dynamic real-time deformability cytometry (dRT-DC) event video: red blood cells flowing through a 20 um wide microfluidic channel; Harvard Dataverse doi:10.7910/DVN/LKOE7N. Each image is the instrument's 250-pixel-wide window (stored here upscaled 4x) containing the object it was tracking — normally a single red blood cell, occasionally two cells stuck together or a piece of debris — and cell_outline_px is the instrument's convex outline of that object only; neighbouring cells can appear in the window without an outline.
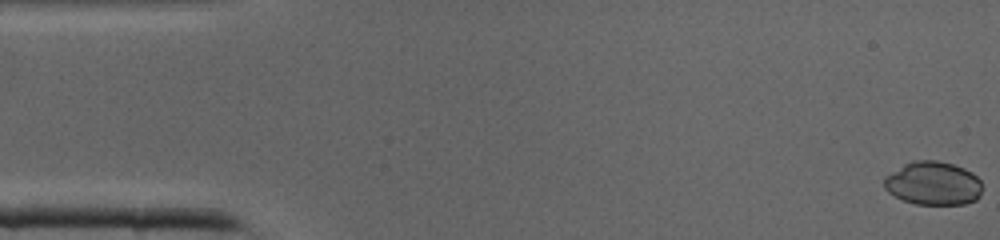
{"species": "common noctule bat (a hibernating species)", "species_latin": "Nyctalus noctula", "temperature_condition": "cold", "stored_images_in_passage": 41, "camera_frame_rate_fps": 3000, "um_per_image_px": 0.085, "animal": {"sex": "male", "body_mass_g": 19.0, "forearm_length_mm": 50.8}, "frame": {"image": 1, "passage_image": 1, "time_ms": 0.0, "image_size_px": [1000, 240], "cell_outline_px": [[980, 196], [976, 200], [964, 204], [916, 204], [904, 200], [888, 192], [884, 188], [884, 176], [904, 164], [916, 160], [936, 160], [952, 164], [964, 168], [972, 172], [980, 180]], "centroid_in_image_um": [79.31, 15.58], "position_along_channel_um": 5.7, "area_um2": 24.8}}
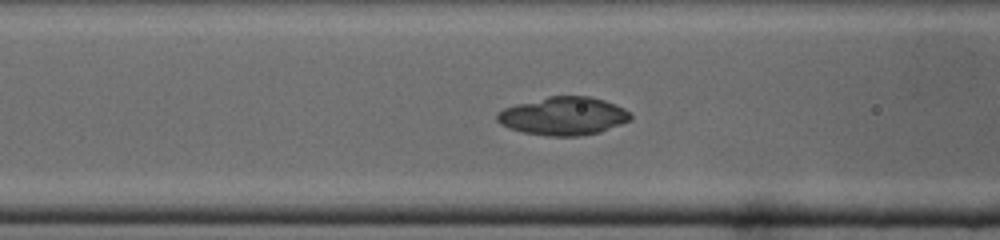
{"frame": {"image": 2, "passage_image": 16, "time_ms": 5.0, "image_size_px": [1000, 240], "cell_outline_px": [[632, 120], [600, 132], [580, 136], [548, 136], [524, 132], [508, 128], [500, 124], [496, 120], [496, 112], [504, 108], [516, 104], [548, 96], [588, 96], [604, 100], [616, 104], [624, 108], [632, 116]], "centroid_in_image_um": [47.88, 9.86], "position_along_channel_um": 118.7, "area_um2": 29.82}}
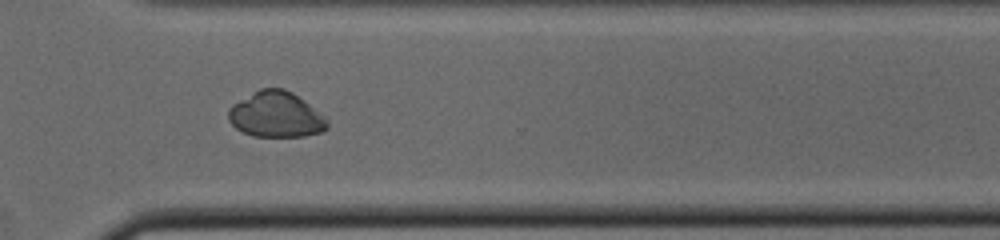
{"frame": {"image": 3, "passage_image": 30, "time_ms": 9.667, "image_size_px": [1000, 240], "cell_outline_px": [[328, 128], [320, 132], [304, 136], [252, 136], [236, 128], [228, 120], [228, 108], [232, 104], [260, 88], [284, 88], [292, 92], [304, 100], [324, 116], [328, 120]], "centroid_in_image_um": [23.45, 9.73], "position_along_channel_um": 347.2, "area_um2": 26.24}}